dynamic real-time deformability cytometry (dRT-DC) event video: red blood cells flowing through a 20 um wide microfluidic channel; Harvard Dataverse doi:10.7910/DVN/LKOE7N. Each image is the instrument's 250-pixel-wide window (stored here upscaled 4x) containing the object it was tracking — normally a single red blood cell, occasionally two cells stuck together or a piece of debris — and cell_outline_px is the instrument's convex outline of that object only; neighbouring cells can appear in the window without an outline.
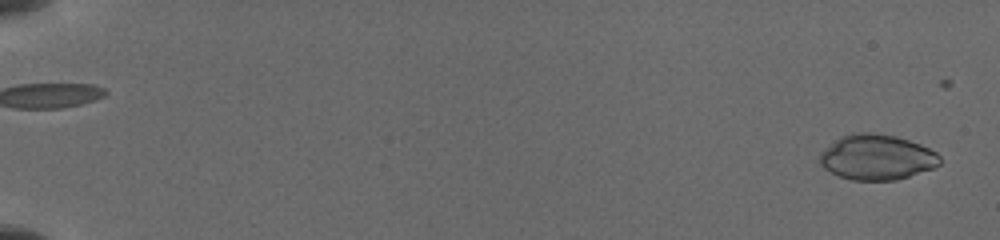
{"species": "common noctule bat (a hibernating species)", "species_latin": "Nyctalus noctula", "temperature_condition": "cold", "stored_images_in_passage": 25, "camera_frame_rate_fps": 3000, "um_per_image_px": 0.085, "animal": {"sex": "female", "body_mass_g": 19.5, "forearm_length_mm": 54.1}, "frame": {"image": 1, "passage_image": 1, "time_ms": 0.0, "image_size_px": [1000, 240], "cell_outline_px": [[940, 164], [932, 168], [896, 180], [852, 180], [840, 176], [824, 168], [820, 164], [820, 152], [824, 148], [840, 136], [852, 132], [868, 132], [896, 136], [920, 144], [936, 152], [940, 156]], "centroid_in_image_um": [74.5, 13.35], "position_along_channel_um": 10.5, "area_um2": 31.62}}